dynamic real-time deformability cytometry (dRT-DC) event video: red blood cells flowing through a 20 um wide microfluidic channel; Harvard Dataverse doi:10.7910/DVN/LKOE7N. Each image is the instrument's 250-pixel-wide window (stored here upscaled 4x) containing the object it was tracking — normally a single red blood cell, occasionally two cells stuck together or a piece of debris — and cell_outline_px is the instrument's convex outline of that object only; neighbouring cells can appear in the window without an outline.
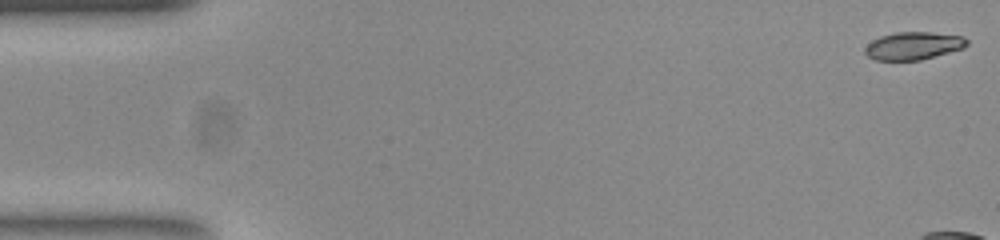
{"species": "common noctule bat (a hibernating species)", "species_latin": "Nyctalus noctula", "temperature_condition": "room temperature", "stored_images_in_passage": 10, "camera_frame_rate_fps": 3000, "um_per_image_px": 0.085, "animal": {"sex": "female", "body_mass_g": 23.0, "forearm_length_mm": 53.4}, "frame": {"image": 1, "passage_image": 1, "time_ms": 0.0, "image_size_px": [1000, 240], "cell_outline_px": [[968, 44], [964, 48], [920, 60], [876, 60], [868, 56], [864, 52], [864, 48], [872, 40], [880, 36], [896, 32], [932, 32], [964, 36], [968, 40]], "centroid_in_image_um": [77.65, 3.88], "position_along_channel_um": 7.4, "area_um2": 16.53}}